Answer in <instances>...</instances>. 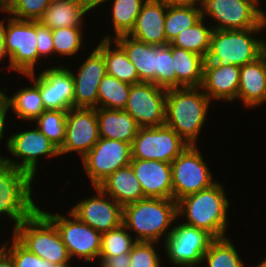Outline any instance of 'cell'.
<instances>
[{
  "label": "cell",
  "mask_w": 266,
  "mask_h": 267,
  "mask_svg": "<svg viewBox=\"0 0 266 267\" xmlns=\"http://www.w3.org/2000/svg\"><path fill=\"white\" fill-rule=\"evenodd\" d=\"M40 93L46 110L73 108L74 81L71 70L55 66L41 72Z\"/></svg>",
  "instance_id": "obj_19"
},
{
  "label": "cell",
  "mask_w": 266,
  "mask_h": 267,
  "mask_svg": "<svg viewBox=\"0 0 266 267\" xmlns=\"http://www.w3.org/2000/svg\"><path fill=\"white\" fill-rule=\"evenodd\" d=\"M34 73L25 75L33 81L31 87L20 89L13 97L8 96L14 114L22 120L31 122L46 110L40 93V74L35 77Z\"/></svg>",
  "instance_id": "obj_30"
},
{
  "label": "cell",
  "mask_w": 266,
  "mask_h": 267,
  "mask_svg": "<svg viewBox=\"0 0 266 267\" xmlns=\"http://www.w3.org/2000/svg\"><path fill=\"white\" fill-rule=\"evenodd\" d=\"M54 267H71V266H70V263L67 262V263H62V264L54 265Z\"/></svg>",
  "instance_id": "obj_51"
},
{
  "label": "cell",
  "mask_w": 266,
  "mask_h": 267,
  "mask_svg": "<svg viewBox=\"0 0 266 267\" xmlns=\"http://www.w3.org/2000/svg\"><path fill=\"white\" fill-rule=\"evenodd\" d=\"M181 267H196V265H188V266H181Z\"/></svg>",
  "instance_id": "obj_54"
},
{
  "label": "cell",
  "mask_w": 266,
  "mask_h": 267,
  "mask_svg": "<svg viewBox=\"0 0 266 267\" xmlns=\"http://www.w3.org/2000/svg\"><path fill=\"white\" fill-rule=\"evenodd\" d=\"M81 28V26H73L51 30L55 54L68 57L75 55L81 48L83 42Z\"/></svg>",
  "instance_id": "obj_38"
},
{
  "label": "cell",
  "mask_w": 266,
  "mask_h": 267,
  "mask_svg": "<svg viewBox=\"0 0 266 267\" xmlns=\"http://www.w3.org/2000/svg\"><path fill=\"white\" fill-rule=\"evenodd\" d=\"M146 0H113L112 23L115 37L129 34Z\"/></svg>",
  "instance_id": "obj_35"
},
{
  "label": "cell",
  "mask_w": 266,
  "mask_h": 267,
  "mask_svg": "<svg viewBox=\"0 0 266 267\" xmlns=\"http://www.w3.org/2000/svg\"><path fill=\"white\" fill-rule=\"evenodd\" d=\"M130 164L145 197L173 199L171 163L132 159Z\"/></svg>",
  "instance_id": "obj_20"
},
{
  "label": "cell",
  "mask_w": 266,
  "mask_h": 267,
  "mask_svg": "<svg viewBox=\"0 0 266 267\" xmlns=\"http://www.w3.org/2000/svg\"><path fill=\"white\" fill-rule=\"evenodd\" d=\"M0 267H15L12 257L5 250L0 253Z\"/></svg>",
  "instance_id": "obj_48"
},
{
  "label": "cell",
  "mask_w": 266,
  "mask_h": 267,
  "mask_svg": "<svg viewBox=\"0 0 266 267\" xmlns=\"http://www.w3.org/2000/svg\"><path fill=\"white\" fill-rule=\"evenodd\" d=\"M202 261H206L208 267H244L236 248L226 237L215 238L203 255Z\"/></svg>",
  "instance_id": "obj_34"
},
{
  "label": "cell",
  "mask_w": 266,
  "mask_h": 267,
  "mask_svg": "<svg viewBox=\"0 0 266 267\" xmlns=\"http://www.w3.org/2000/svg\"><path fill=\"white\" fill-rule=\"evenodd\" d=\"M12 244L8 247V242L4 244V250L12 257L15 267H54V264L43 260L33 252L25 248L14 236Z\"/></svg>",
  "instance_id": "obj_41"
},
{
  "label": "cell",
  "mask_w": 266,
  "mask_h": 267,
  "mask_svg": "<svg viewBox=\"0 0 266 267\" xmlns=\"http://www.w3.org/2000/svg\"><path fill=\"white\" fill-rule=\"evenodd\" d=\"M130 89L131 84L106 74L98 87V108L124 110Z\"/></svg>",
  "instance_id": "obj_33"
},
{
  "label": "cell",
  "mask_w": 266,
  "mask_h": 267,
  "mask_svg": "<svg viewBox=\"0 0 266 267\" xmlns=\"http://www.w3.org/2000/svg\"><path fill=\"white\" fill-rule=\"evenodd\" d=\"M240 66H222L204 63L201 88L210 100H236L239 87Z\"/></svg>",
  "instance_id": "obj_21"
},
{
  "label": "cell",
  "mask_w": 266,
  "mask_h": 267,
  "mask_svg": "<svg viewBox=\"0 0 266 267\" xmlns=\"http://www.w3.org/2000/svg\"><path fill=\"white\" fill-rule=\"evenodd\" d=\"M200 90L201 87L167 89L165 124L188 145H196L211 102Z\"/></svg>",
  "instance_id": "obj_1"
},
{
  "label": "cell",
  "mask_w": 266,
  "mask_h": 267,
  "mask_svg": "<svg viewBox=\"0 0 266 267\" xmlns=\"http://www.w3.org/2000/svg\"><path fill=\"white\" fill-rule=\"evenodd\" d=\"M6 146L12 156L21 158L22 161L2 158L14 168L26 172L32 179L36 176L39 156H60L59 149L36 127L9 136Z\"/></svg>",
  "instance_id": "obj_14"
},
{
  "label": "cell",
  "mask_w": 266,
  "mask_h": 267,
  "mask_svg": "<svg viewBox=\"0 0 266 267\" xmlns=\"http://www.w3.org/2000/svg\"><path fill=\"white\" fill-rule=\"evenodd\" d=\"M223 186L211 187L177 201V215L187 218L184 224L206 230L214 238H223L227 229L229 201Z\"/></svg>",
  "instance_id": "obj_2"
},
{
  "label": "cell",
  "mask_w": 266,
  "mask_h": 267,
  "mask_svg": "<svg viewBox=\"0 0 266 267\" xmlns=\"http://www.w3.org/2000/svg\"><path fill=\"white\" fill-rule=\"evenodd\" d=\"M89 12L90 10L96 8L98 5L103 4V2L111 1V0H81Z\"/></svg>",
  "instance_id": "obj_49"
},
{
  "label": "cell",
  "mask_w": 266,
  "mask_h": 267,
  "mask_svg": "<svg viewBox=\"0 0 266 267\" xmlns=\"http://www.w3.org/2000/svg\"><path fill=\"white\" fill-rule=\"evenodd\" d=\"M187 146L188 144L166 124L139 127L131 145L132 159L171 163Z\"/></svg>",
  "instance_id": "obj_10"
},
{
  "label": "cell",
  "mask_w": 266,
  "mask_h": 267,
  "mask_svg": "<svg viewBox=\"0 0 266 267\" xmlns=\"http://www.w3.org/2000/svg\"><path fill=\"white\" fill-rule=\"evenodd\" d=\"M33 179L24 171L9 165L0 156V216H9L16 228L37 208L31 193Z\"/></svg>",
  "instance_id": "obj_6"
},
{
  "label": "cell",
  "mask_w": 266,
  "mask_h": 267,
  "mask_svg": "<svg viewBox=\"0 0 266 267\" xmlns=\"http://www.w3.org/2000/svg\"><path fill=\"white\" fill-rule=\"evenodd\" d=\"M167 90L152 82L132 84L124 108L139 127L165 124Z\"/></svg>",
  "instance_id": "obj_13"
},
{
  "label": "cell",
  "mask_w": 266,
  "mask_h": 267,
  "mask_svg": "<svg viewBox=\"0 0 266 267\" xmlns=\"http://www.w3.org/2000/svg\"><path fill=\"white\" fill-rule=\"evenodd\" d=\"M5 29V49L9 59V69L20 74L35 71L38 64L37 21L20 20L10 17Z\"/></svg>",
  "instance_id": "obj_9"
},
{
  "label": "cell",
  "mask_w": 266,
  "mask_h": 267,
  "mask_svg": "<svg viewBox=\"0 0 266 267\" xmlns=\"http://www.w3.org/2000/svg\"><path fill=\"white\" fill-rule=\"evenodd\" d=\"M173 200L211 187L212 173L196 145H188L172 162Z\"/></svg>",
  "instance_id": "obj_8"
},
{
  "label": "cell",
  "mask_w": 266,
  "mask_h": 267,
  "mask_svg": "<svg viewBox=\"0 0 266 267\" xmlns=\"http://www.w3.org/2000/svg\"><path fill=\"white\" fill-rule=\"evenodd\" d=\"M177 219V202L173 199L146 197L123 206V225L135 231L136 241L158 242L163 234L166 239Z\"/></svg>",
  "instance_id": "obj_3"
},
{
  "label": "cell",
  "mask_w": 266,
  "mask_h": 267,
  "mask_svg": "<svg viewBox=\"0 0 266 267\" xmlns=\"http://www.w3.org/2000/svg\"><path fill=\"white\" fill-rule=\"evenodd\" d=\"M110 36H106L96 49L103 55L107 74L128 84H137L139 80L136 67L130 62L124 49L114 41L116 48L111 50Z\"/></svg>",
  "instance_id": "obj_28"
},
{
  "label": "cell",
  "mask_w": 266,
  "mask_h": 267,
  "mask_svg": "<svg viewBox=\"0 0 266 267\" xmlns=\"http://www.w3.org/2000/svg\"><path fill=\"white\" fill-rule=\"evenodd\" d=\"M100 138L114 139L132 145L139 126L124 110L96 108Z\"/></svg>",
  "instance_id": "obj_26"
},
{
  "label": "cell",
  "mask_w": 266,
  "mask_h": 267,
  "mask_svg": "<svg viewBox=\"0 0 266 267\" xmlns=\"http://www.w3.org/2000/svg\"><path fill=\"white\" fill-rule=\"evenodd\" d=\"M100 267H130V253H123L113 257H99Z\"/></svg>",
  "instance_id": "obj_44"
},
{
  "label": "cell",
  "mask_w": 266,
  "mask_h": 267,
  "mask_svg": "<svg viewBox=\"0 0 266 267\" xmlns=\"http://www.w3.org/2000/svg\"><path fill=\"white\" fill-rule=\"evenodd\" d=\"M156 1L162 3L163 5H166L167 7L184 6L200 2V0H156Z\"/></svg>",
  "instance_id": "obj_47"
},
{
  "label": "cell",
  "mask_w": 266,
  "mask_h": 267,
  "mask_svg": "<svg viewBox=\"0 0 266 267\" xmlns=\"http://www.w3.org/2000/svg\"><path fill=\"white\" fill-rule=\"evenodd\" d=\"M237 98L250 108L266 102V52L254 62L240 67Z\"/></svg>",
  "instance_id": "obj_23"
},
{
  "label": "cell",
  "mask_w": 266,
  "mask_h": 267,
  "mask_svg": "<svg viewBox=\"0 0 266 267\" xmlns=\"http://www.w3.org/2000/svg\"><path fill=\"white\" fill-rule=\"evenodd\" d=\"M213 27H207L202 18L197 24L181 31L170 43L177 48L196 53L206 59L211 42Z\"/></svg>",
  "instance_id": "obj_32"
},
{
  "label": "cell",
  "mask_w": 266,
  "mask_h": 267,
  "mask_svg": "<svg viewBox=\"0 0 266 267\" xmlns=\"http://www.w3.org/2000/svg\"><path fill=\"white\" fill-rule=\"evenodd\" d=\"M127 231V228L122 224L118 228L102 233L99 257H113L130 253L137 241L133 240L131 234Z\"/></svg>",
  "instance_id": "obj_37"
},
{
  "label": "cell",
  "mask_w": 266,
  "mask_h": 267,
  "mask_svg": "<svg viewBox=\"0 0 266 267\" xmlns=\"http://www.w3.org/2000/svg\"><path fill=\"white\" fill-rule=\"evenodd\" d=\"M94 188L97 191L95 196L79 201L70 211L102 234L123 224V206L113 198H110L112 201L106 199L109 196L98 186Z\"/></svg>",
  "instance_id": "obj_17"
},
{
  "label": "cell",
  "mask_w": 266,
  "mask_h": 267,
  "mask_svg": "<svg viewBox=\"0 0 266 267\" xmlns=\"http://www.w3.org/2000/svg\"><path fill=\"white\" fill-rule=\"evenodd\" d=\"M258 3V0H200L198 5L202 18L208 15L217 21L213 29L245 30L266 27V13Z\"/></svg>",
  "instance_id": "obj_7"
},
{
  "label": "cell",
  "mask_w": 266,
  "mask_h": 267,
  "mask_svg": "<svg viewBox=\"0 0 266 267\" xmlns=\"http://www.w3.org/2000/svg\"><path fill=\"white\" fill-rule=\"evenodd\" d=\"M4 247H5L4 245L3 246H0V253L4 250Z\"/></svg>",
  "instance_id": "obj_53"
},
{
  "label": "cell",
  "mask_w": 266,
  "mask_h": 267,
  "mask_svg": "<svg viewBox=\"0 0 266 267\" xmlns=\"http://www.w3.org/2000/svg\"><path fill=\"white\" fill-rule=\"evenodd\" d=\"M265 28H249L245 30H217L211 35L209 53L204 63H216L228 66L254 62L265 51V42L261 38H255Z\"/></svg>",
  "instance_id": "obj_4"
},
{
  "label": "cell",
  "mask_w": 266,
  "mask_h": 267,
  "mask_svg": "<svg viewBox=\"0 0 266 267\" xmlns=\"http://www.w3.org/2000/svg\"><path fill=\"white\" fill-rule=\"evenodd\" d=\"M37 51L38 60L40 57H46L54 54V41L52 31L49 27L42 25L37 21Z\"/></svg>",
  "instance_id": "obj_43"
},
{
  "label": "cell",
  "mask_w": 266,
  "mask_h": 267,
  "mask_svg": "<svg viewBox=\"0 0 266 267\" xmlns=\"http://www.w3.org/2000/svg\"><path fill=\"white\" fill-rule=\"evenodd\" d=\"M58 229L70 258L76 256L90 263L98 259L101 249L102 234L83 223L75 214L69 211V217L51 214L41 210Z\"/></svg>",
  "instance_id": "obj_11"
},
{
  "label": "cell",
  "mask_w": 266,
  "mask_h": 267,
  "mask_svg": "<svg viewBox=\"0 0 266 267\" xmlns=\"http://www.w3.org/2000/svg\"><path fill=\"white\" fill-rule=\"evenodd\" d=\"M5 20L0 21V62L2 59L7 58L8 54L5 49V29L6 26L4 24ZM7 56V57H6Z\"/></svg>",
  "instance_id": "obj_46"
},
{
  "label": "cell",
  "mask_w": 266,
  "mask_h": 267,
  "mask_svg": "<svg viewBox=\"0 0 266 267\" xmlns=\"http://www.w3.org/2000/svg\"><path fill=\"white\" fill-rule=\"evenodd\" d=\"M215 238L206 230L178 224L165 239V252L176 266L200 265L209 245ZM202 262V263H201ZM198 264V265H197Z\"/></svg>",
  "instance_id": "obj_12"
},
{
  "label": "cell",
  "mask_w": 266,
  "mask_h": 267,
  "mask_svg": "<svg viewBox=\"0 0 266 267\" xmlns=\"http://www.w3.org/2000/svg\"><path fill=\"white\" fill-rule=\"evenodd\" d=\"M132 160L131 144L114 139L100 138L82 158L90 181L98 186L108 175L127 166Z\"/></svg>",
  "instance_id": "obj_15"
},
{
  "label": "cell",
  "mask_w": 266,
  "mask_h": 267,
  "mask_svg": "<svg viewBox=\"0 0 266 267\" xmlns=\"http://www.w3.org/2000/svg\"><path fill=\"white\" fill-rule=\"evenodd\" d=\"M167 6L156 0H146L137 16L134 28L128 34L154 46H166L164 23Z\"/></svg>",
  "instance_id": "obj_22"
},
{
  "label": "cell",
  "mask_w": 266,
  "mask_h": 267,
  "mask_svg": "<svg viewBox=\"0 0 266 267\" xmlns=\"http://www.w3.org/2000/svg\"><path fill=\"white\" fill-rule=\"evenodd\" d=\"M197 4L167 7L164 30L168 43H171L181 31L194 26L202 19L200 5L197 7Z\"/></svg>",
  "instance_id": "obj_31"
},
{
  "label": "cell",
  "mask_w": 266,
  "mask_h": 267,
  "mask_svg": "<svg viewBox=\"0 0 266 267\" xmlns=\"http://www.w3.org/2000/svg\"><path fill=\"white\" fill-rule=\"evenodd\" d=\"M171 52L176 72V88L201 87L205 59L196 53L172 45Z\"/></svg>",
  "instance_id": "obj_29"
},
{
  "label": "cell",
  "mask_w": 266,
  "mask_h": 267,
  "mask_svg": "<svg viewBox=\"0 0 266 267\" xmlns=\"http://www.w3.org/2000/svg\"><path fill=\"white\" fill-rule=\"evenodd\" d=\"M156 85L164 89L176 88V72L171 52V44L158 46L156 57Z\"/></svg>",
  "instance_id": "obj_40"
},
{
  "label": "cell",
  "mask_w": 266,
  "mask_h": 267,
  "mask_svg": "<svg viewBox=\"0 0 266 267\" xmlns=\"http://www.w3.org/2000/svg\"><path fill=\"white\" fill-rule=\"evenodd\" d=\"M254 267H266V259L264 261H262L260 264H258L257 266Z\"/></svg>",
  "instance_id": "obj_52"
},
{
  "label": "cell",
  "mask_w": 266,
  "mask_h": 267,
  "mask_svg": "<svg viewBox=\"0 0 266 267\" xmlns=\"http://www.w3.org/2000/svg\"><path fill=\"white\" fill-rule=\"evenodd\" d=\"M74 81L73 108H98V87L107 74L103 55L95 48L80 66Z\"/></svg>",
  "instance_id": "obj_18"
},
{
  "label": "cell",
  "mask_w": 266,
  "mask_h": 267,
  "mask_svg": "<svg viewBox=\"0 0 266 267\" xmlns=\"http://www.w3.org/2000/svg\"><path fill=\"white\" fill-rule=\"evenodd\" d=\"M4 94V91L0 90V97Z\"/></svg>",
  "instance_id": "obj_55"
},
{
  "label": "cell",
  "mask_w": 266,
  "mask_h": 267,
  "mask_svg": "<svg viewBox=\"0 0 266 267\" xmlns=\"http://www.w3.org/2000/svg\"><path fill=\"white\" fill-rule=\"evenodd\" d=\"M158 242L137 241L130 252V267H160V258L154 249Z\"/></svg>",
  "instance_id": "obj_42"
},
{
  "label": "cell",
  "mask_w": 266,
  "mask_h": 267,
  "mask_svg": "<svg viewBox=\"0 0 266 267\" xmlns=\"http://www.w3.org/2000/svg\"><path fill=\"white\" fill-rule=\"evenodd\" d=\"M11 0H1V12L5 10L6 5L10 2Z\"/></svg>",
  "instance_id": "obj_50"
},
{
  "label": "cell",
  "mask_w": 266,
  "mask_h": 267,
  "mask_svg": "<svg viewBox=\"0 0 266 267\" xmlns=\"http://www.w3.org/2000/svg\"><path fill=\"white\" fill-rule=\"evenodd\" d=\"M96 108H70L66 118V132L60 155L77 152L83 158L99 141Z\"/></svg>",
  "instance_id": "obj_16"
},
{
  "label": "cell",
  "mask_w": 266,
  "mask_h": 267,
  "mask_svg": "<svg viewBox=\"0 0 266 267\" xmlns=\"http://www.w3.org/2000/svg\"><path fill=\"white\" fill-rule=\"evenodd\" d=\"M98 187L122 206L146 198L131 164L108 175Z\"/></svg>",
  "instance_id": "obj_25"
},
{
  "label": "cell",
  "mask_w": 266,
  "mask_h": 267,
  "mask_svg": "<svg viewBox=\"0 0 266 267\" xmlns=\"http://www.w3.org/2000/svg\"><path fill=\"white\" fill-rule=\"evenodd\" d=\"M87 12L81 0H52L38 21L51 30L82 26Z\"/></svg>",
  "instance_id": "obj_27"
},
{
  "label": "cell",
  "mask_w": 266,
  "mask_h": 267,
  "mask_svg": "<svg viewBox=\"0 0 266 267\" xmlns=\"http://www.w3.org/2000/svg\"><path fill=\"white\" fill-rule=\"evenodd\" d=\"M10 109V102L8 100V95H6V93H4L1 97H0V141H2L3 139V133H4V127L6 124V115L8 110Z\"/></svg>",
  "instance_id": "obj_45"
},
{
  "label": "cell",
  "mask_w": 266,
  "mask_h": 267,
  "mask_svg": "<svg viewBox=\"0 0 266 267\" xmlns=\"http://www.w3.org/2000/svg\"><path fill=\"white\" fill-rule=\"evenodd\" d=\"M12 233L25 248L43 260L54 265L71 260L55 224L39 207Z\"/></svg>",
  "instance_id": "obj_5"
},
{
  "label": "cell",
  "mask_w": 266,
  "mask_h": 267,
  "mask_svg": "<svg viewBox=\"0 0 266 267\" xmlns=\"http://www.w3.org/2000/svg\"><path fill=\"white\" fill-rule=\"evenodd\" d=\"M68 110H45L33 122L58 149L63 146L66 132Z\"/></svg>",
  "instance_id": "obj_36"
},
{
  "label": "cell",
  "mask_w": 266,
  "mask_h": 267,
  "mask_svg": "<svg viewBox=\"0 0 266 267\" xmlns=\"http://www.w3.org/2000/svg\"><path fill=\"white\" fill-rule=\"evenodd\" d=\"M52 0H11L4 12L15 19L38 21Z\"/></svg>",
  "instance_id": "obj_39"
},
{
  "label": "cell",
  "mask_w": 266,
  "mask_h": 267,
  "mask_svg": "<svg viewBox=\"0 0 266 267\" xmlns=\"http://www.w3.org/2000/svg\"><path fill=\"white\" fill-rule=\"evenodd\" d=\"M126 52L130 62L136 67L141 82H152L156 85V57L158 46L144 43L125 34L112 38Z\"/></svg>",
  "instance_id": "obj_24"
}]
</instances>
